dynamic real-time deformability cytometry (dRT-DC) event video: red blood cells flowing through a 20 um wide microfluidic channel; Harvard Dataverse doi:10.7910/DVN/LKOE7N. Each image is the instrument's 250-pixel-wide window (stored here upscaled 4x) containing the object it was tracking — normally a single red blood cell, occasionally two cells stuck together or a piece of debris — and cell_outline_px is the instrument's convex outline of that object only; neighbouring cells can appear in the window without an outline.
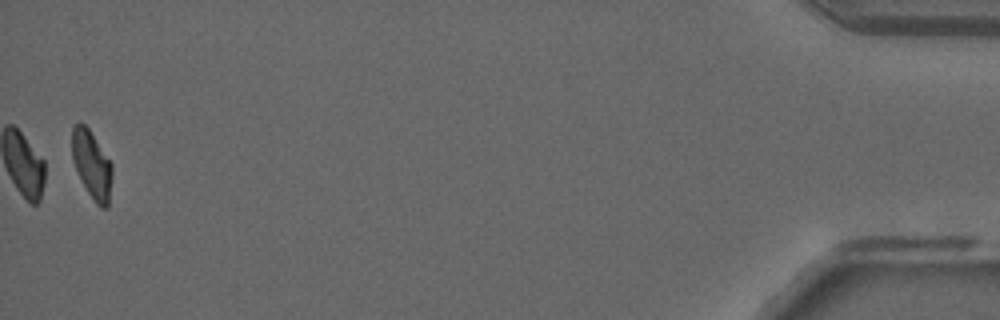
{"species": "common noctule bat (a hibernating species)", "species_latin": "Nyctalus noctula", "temperature_condition": "room temperature", "stored_images_in_passage": 51, "camera_frame_rate_fps": 3000, "um_per_image_px": 0.085, "animal": {"sex": "male", "forearm_length_mm": 52.5}, "frame": {"image": 1, "passage_image": 51, "time_ms": 16.667, "image_size_px": [1000, 320], "cell_outline_px": [[112, 176], [108, 208], [100, 208], [96, 204], [88, 192], [72, 160], [72, 128], [80, 120], [88, 128], [112, 164]], "centroid_in_image_um": [7.81, 14.0], "position_along_channel_um": 427.4, "area_um2": 15.66}}